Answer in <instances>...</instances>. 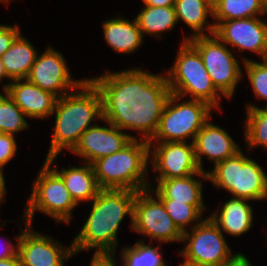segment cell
<instances>
[{
  "instance_id": "13",
  "label": "cell",
  "mask_w": 267,
  "mask_h": 266,
  "mask_svg": "<svg viewBox=\"0 0 267 266\" xmlns=\"http://www.w3.org/2000/svg\"><path fill=\"white\" fill-rule=\"evenodd\" d=\"M65 62L60 52L49 47L37 56L27 79L42 90L49 91L60 98L70 93L69 90H76L85 80H73Z\"/></svg>"
},
{
  "instance_id": "39",
  "label": "cell",
  "mask_w": 267,
  "mask_h": 266,
  "mask_svg": "<svg viewBox=\"0 0 267 266\" xmlns=\"http://www.w3.org/2000/svg\"><path fill=\"white\" fill-rule=\"evenodd\" d=\"M5 178H4V173L3 170L0 169V204L3 202L5 199L4 196L6 195V186H5Z\"/></svg>"
},
{
  "instance_id": "37",
  "label": "cell",
  "mask_w": 267,
  "mask_h": 266,
  "mask_svg": "<svg viewBox=\"0 0 267 266\" xmlns=\"http://www.w3.org/2000/svg\"><path fill=\"white\" fill-rule=\"evenodd\" d=\"M145 6H174L176 0H142Z\"/></svg>"
},
{
  "instance_id": "23",
  "label": "cell",
  "mask_w": 267,
  "mask_h": 266,
  "mask_svg": "<svg viewBox=\"0 0 267 266\" xmlns=\"http://www.w3.org/2000/svg\"><path fill=\"white\" fill-rule=\"evenodd\" d=\"M37 56V50L32 43L20 33L1 56L8 79L13 81L27 78Z\"/></svg>"
},
{
  "instance_id": "9",
  "label": "cell",
  "mask_w": 267,
  "mask_h": 266,
  "mask_svg": "<svg viewBox=\"0 0 267 266\" xmlns=\"http://www.w3.org/2000/svg\"><path fill=\"white\" fill-rule=\"evenodd\" d=\"M188 38L199 52L216 89L224 97L232 98L243 74L233 52L215 34Z\"/></svg>"
},
{
  "instance_id": "33",
  "label": "cell",
  "mask_w": 267,
  "mask_h": 266,
  "mask_svg": "<svg viewBox=\"0 0 267 266\" xmlns=\"http://www.w3.org/2000/svg\"><path fill=\"white\" fill-rule=\"evenodd\" d=\"M20 32V27L18 25H0V58L10 48Z\"/></svg>"
},
{
  "instance_id": "27",
  "label": "cell",
  "mask_w": 267,
  "mask_h": 266,
  "mask_svg": "<svg viewBox=\"0 0 267 266\" xmlns=\"http://www.w3.org/2000/svg\"><path fill=\"white\" fill-rule=\"evenodd\" d=\"M250 104L246 108L247 117L244 123L247 148L250 150L259 145L267 150V108L261 109Z\"/></svg>"
},
{
  "instance_id": "6",
  "label": "cell",
  "mask_w": 267,
  "mask_h": 266,
  "mask_svg": "<svg viewBox=\"0 0 267 266\" xmlns=\"http://www.w3.org/2000/svg\"><path fill=\"white\" fill-rule=\"evenodd\" d=\"M208 181L217 188H224L233 197L251 201L267 199V174L253 159L238 151L234 156L217 163L207 171Z\"/></svg>"
},
{
  "instance_id": "30",
  "label": "cell",
  "mask_w": 267,
  "mask_h": 266,
  "mask_svg": "<svg viewBox=\"0 0 267 266\" xmlns=\"http://www.w3.org/2000/svg\"><path fill=\"white\" fill-rule=\"evenodd\" d=\"M0 93V132L15 136V133L28 128L27 117L9 95Z\"/></svg>"
},
{
  "instance_id": "38",
  "label": "cell",
  "mask_w": 267,
  "mask_h": 266,
  "mask_svg": "<svg viewBox=\"0 0 267 266\" xmlns=\"http://www.w3.org/2000/svg\"><path fill=\"white\" fill-rule=\"evenodd\" d=\"M0 266H21L18 254L15 257H11L0 261Z\"/></svg>"
},
{
  "instance_id": "22",
  "label": "cell",
  "mask_w": 267,
  "mask_h": 266,
  "mask_svg": "<svg viewBox=\"0 0 267 266\" xmlns=\"http://www.w3.org/2000/svg\"><path fill=\"white\" fill-rule=\"evenodd\" d=\"M104 38L117 53H132L142 44L143 35L136 19L112 18L102 24Z\"/></svg>"
},
{
  "instance_id": "19",
  "label": "cell",
  "mask_w": 267,
  "mask_h": 266,
  "mask_svg": "<svg viewBox=\"0 0 267 266\" xmlns=\"http://www.w3.org/2000/svg\"><path fill=\"white\" fill-rule=\"evenodd\" d=\"M202 177L208 180L206 171H199L195 174L183 178L156 179L157 186L151 192L155 191V195L159 199H172L174 202H184L191 205H205L203 202L202 180L196 177Z\"/></svg>"
},
{
  "instance_id": "4",
  "label": "cell",
  "mask_w": 267,
  "mask_h": 266,
  "mask_svg": "<svg viewBox=\"0 0 267 266\" xmlns=\"http://www.w3.org/2000/svg\"><path fill=\"white\" fill-rule=\"evenodd\" d=\"M138 140L133 138L120 151L92 163L101 189L141 191L150 187L146 181L149 142Z\"/></svg>"
},
{
  "instance_id": "11",
  "label": "cell",
  "mask_w": 267,
  "mask_h": 266,
  "mask_svg": "<svg viewBox=\"0 0 267 266\" xmlns=\"http://www.w3.org/2000/svg\"><path fill=\"white\" fill-rule=\"evenodd\" d=\"M151 193L149 188L137 192L131 230L161 243L182 241L183 233L168 215L161 200L157 196L153 198Z\"/></svg>"
},
{
  "instance_id": "35",
  "label": "cell",
  "mask_w": 267,
  "mask_h": 266,
  "mask_svg": "<svg viewBox=\"0 0 267 266\" xmlns=\"http://www.w3.org/2000/svg\"><path fill=\"white\" fill-rule=\"evenodd\" d=\"M5 247H4V246ZM1 246V249L0 250V261L1 260H5V259H8V258H11V257H15L18 253V244H16V246H14L11 242H7V244H3Z\"/></svg>"
},
{
  "instance_id": "12",
  "label": "cell",
  "mask_w": 267,
  "mask_h": 266,
  "mask_svg": "<svg viewBox=\"0 0 267 266\" xmlns=\"http://www.w3.org/2000/svg\"><path fill=\"white\" fill-rule=\"evenodd\" d=\"M24 221L26 230L15 238L21 266H64L65 260L75 255L72 244L67 249L52 237L32 230L28 221Z\"/></svg>"
},
{
  "instance_id": "5",
  "label": "cell",
  "mask_w": 267,
  "mask_h": 266,
  "mask_svg": "<svg viewBox=\"0 0 267 266\" xmlns=\"http://www.w3.org/2000/svg\"><path fill=\"white\" fill-rule=\"evenodd\" d=\"M188 37L181 43L174 65L167 72L168 86L172 94L207 102L220 109L222 94L216 89L208 74L199 52L188 42ZM219 93V94H218Z\"/></svg>"
},
{
  "instance_id": "24",
  "label": "cell",
  "mask_w": 267,
  "mask_h": 266,
  "mask_svg": "<svg viewBox=\"0 0 267 266\" xmlns=\"http://www.w3.org/2000/svg\"><path fill=\"white\" fill-rule=\"evenodd\" d=\"M174 8L177 22L184 21L193 30L192 37L214 34L215 24L207 22L208 16L213 17V0H176Z\"/></svg>"
},
{
  "instance_id": "16",
  "label": "cell",
  "mask_w": 267,
  "mask_h": 266,
  "mask_svg": "<svg viewBox=\"0 0 267 266\" xmlns=\"http://www.w3.org/2000/svg\"><path fill=\"white\" fill-rule=\"evenodd\" d=\"M103 121L109 127L99 125L89 127L71 151L82 157L84 163L92 164L99 158L116 153L137 137L124 133V131L104 119Z\"/></svg>"
},
{
  "instance_id": "26",
  "label": "cell",
  "mask_w": 267,
  "mask_h": 266,
  "mask_svg": "<svg viewBox=\"0 0 267 266\" xmlns=\"http://www.w3.org/2000/svg\"><path fill=\"white\" fill-rule=\"evenodd\" d=\"M135 19L142 35H155L158 38L177 24L174 6H144Z\"/></svg>"
},
{
  "instance_id": "7",
  "label": "cell",
  "mask_w": 267,
  "mask_h": 266,
  "mask_svg": "<svg viewBox=\"0 0 267 266\" xmlns=\"http://www.w3.org/2000/svg\"><path fill=\"white\" fill-rule=\"evenodd\" d=\"M57 155L45 159L37 179L33 183L32 193L25 206L24 217L29 225L36 210L52 217L57 223H70L72 211L77 204L70 196L61 176L51 168Z\"/></svg>"
},
{
  "instance_id": "17",
  "label": "cell",
  "mask_w": 267,
  "mask_h": 266,
  "mask_svg": "<svg viewBox=\"0 0 267 266\" xmlns=\"http://www.w3.org/2000/svg\"><path fill=\"white\" fill-rule=\"evenodd\" d=\"M6 92L14 103L29 118H47L51 116L58 97L53 93L42 90L27 78L10 80V83L3 85Z\"/></svg>"
},
{
  "instance_id": "14",
  "label": "cell",
  "mask_w": 267,
  "mask_h": 266,
  "mask_svg": "<svg viewBox=\"0 0 267 266\" xmlns=\"http://www.w3.org/2000/svg\"><path fill=\"white\" fill-rule=\"evenodd\" d=\"M152 146L149 145V161L153 171L160 173L156 179L183 178L200 171L192 142H158Z\"/></svg>"
},
{
  "instance_id": "41",
  "label": "cell",
  "mask_w": 267,
  "mask_h": 266,
  "mask_svg": "<svg viewBox=\"0 0 267 266\" xmlns=\"http://www.w3.org/2000/svg\"><path fill=\"white\" fill-rule=\"evenodd\" d=\"M2 3H8V2H10L11 0H0Z\"/></svg>"
},
{
  "instance_id": "32",
  "label": "cell",
  "mask_w": 267,
  "mask_h": 266,
  "mask_svg": "<svg viewBox=\"0 0 267 266\" xmlns=\"http://www.w3.org/2000/svg\"><path fill=\"white\" fill-rule=\"evenodd\" d=\"M17 153V143L15 137L10 134H0V169H4L5 165Z\"/></svg>"
},
{
  "instance_id": "34",
  "label": "cell",
  "mask_w": 267,
  "mask_h": 266,
  "mask_svg": "<svg viewBox=\"0 0 267 266\" xmlns=\"http://www.w3.org/2000/svg\"><path fill=\"white\" fill-rule=\"evenodd\" d=\"M115 253H94L90 266H118Z\"/></svg>"
},
{
  "instance_id": "1",
  "label": "cell",
  "mask_w": 267,
  "mask_h": 266,
  "mask_svg": "<svg viewBox=\"0 0 267 266\" xmlns=\"http://www.w3.org/2000/svg\"><path fill=\"white\" fill-rule=\"evenodd\" d=\"M90 80L101 93L104 120L122 131L136 130L144 140L153 137L172 94L165 75L132 68Z\"/></svg>"
},
{
  "instance_id": "25",
  "label": "cell",
  "mask_w": 267,
  "mask_h": 266,
  "mask_svg": "<svg viewBox=\"0 0 267 266\" xmlns=\"http://www.w3.org/2000/svg\"><path fill=\"white\" fill-rule=\"evenodd\" d=\"M267 14L266 0H213L215 26L221 21L258 17Z\"/></svg>"
},
{
  "instance_id": "29",
  "label": "cell",
  "mask_w": 267,
  "mask_h": 266,
  "mask_svg": "<svg viewBox=\"0 0 267 266\" xmlns=\"http://www.w3.org/2000/svg\"><path fill=\"white\" fill-rule=\"evenodd\" d=\"M160 200L165 207L166 212L182 233L187 231V225L193 224L191 227L193 228L203 220L200 217L204 212V209H206L205 205H191L184 202H174L172 199ZM194 222L196 224H194Z\"/></svg>"
},
{
  "instance_id": "2",
  "label": "cell",
  "mask_w": 267,
  "mask_h": 266,
  "mask_svg": "<svg viewBox=\"0 0 267 266\" xmlns=\"http://www.w3.org/2000/svg\"><path fill=\"white\" fill-rule=\"evenodd\" d=\"M138 191L102 189L92 200L91 212L72 242L74 253L96 249L115 253L118 229L126 215L133 223V204Z\"/></svg>"
},
{
  "instance_id": "10",
  "label": "cell",
  "mask_w": 267,
  "mask_h": 266,
  "mask_svg": "<svg viewBox=\"0 0 267 266\" xmlns=\"http://www.w3.org/2000/svg\"><path fill=\"white\" fill-rule=\"evenodd\" d=\"M191 230L182 236V242L187 245L180 251L184 257L181 266H221L235 256L222 231L209 216Z\"/></svg>"
},
{
  "instance_id": "36",
  "label": "cell",
  "mask_w": 267,
  "mask_h": 266,
  "mask_svg": "<svg viewBox=\"0 0 267 266\" xmlns=\"http://www.w3.org/2000/svg\"><path fill=\"white\" fill-rule=\"evenodd\" d=\"M221 266H252V264L244 254L237 253L232 259L224 262Z\"/></svg>"
},
{
  "instance_id": "40",
  "label": "cell",
  "mask_w": 267,
  "mask_h": 266,
  "mask_svg": "<svg viewBox=\"0 0 267 266\" xmlns=\"http://www.w3.org/2000/svg\"><path fill=\"white\" fill-rule=\"evenodd\" d=\"M3 78H8L7 77V74L4 70V66H3V63H2V60L0 58V82L2 81Z\"/></svg>"
},
{
  "instance_id": "20",
  "label": "cell",
  "mask_w": 267,
  "mask_h": 266,
  "mask_svg": "<svg viewBox=\"0 0 267 266\" xmlns=\"http://www.w3.org/2000/svg\"><path fill=\"white\" fill-rule=\"evenodd\" d=\"M247 201L251 200L232 197L222 205L221 210H216L209 217L222 232L240 236L253 225V211Z\"/></svg>"
},
{
  "instance_id": "21",
  "label": "cell",
  "mask_w": 267,
  "mask_h": 266,
  "mask_svg": "<svg viewBox=\"0 0 267 266\" xmlns=\"http://www.w3.org/2000/svg\"><path fill=\"white\" fill-rule=\"evenodd\" d=\"M53 169L61 176L65 187L77 205L82 201L91 203L102 190L98 185L92 164L85 163L78 167L62 168L60 171L55 167Z\"/></svg>"
},
{
  "instance_id": "28",
  "label": "cell",
  "mask_w": 267,
  "mask_h": 266,
  "mask_svg": "<svg viewBox=\"0 0 267 266\" xmlns=\"http://www.w3.org/2000/svg\"><path fill=\"white\" fill-rule=\"evenodd\" d=\"M143 241H137L132 247H123L122 266H167L159 252L160 246L153 247Z\"/></svg>"
},
{
  "instance_id": "8",
  "label": "cell",
  "mask_w": 267,
  "mask_h": 266,
  "mask_svg": "<svg viewBox=\"0 0 267 266\" xmlns=\"http://www.w3.org/2000/svg\"><path fill=\"white\" fill-rule=\"evenodd\" d=\"M179 99H181L180 96L170 95L161 115L157 131L148 141L149 145L156 141L187 142L188 138H192L191 142L193 143L195 136L208 121L214 109L207 102L201 100L187 99L177 103Z\"/></svg>"
},
{
  "instance_id": "3",
  "label": "cell",
  "mask_w": 267,
  "mask_h": 266,
  "mask_svg": "<svg viewBox=\"0 0 267 266\" xmlns=\"http://www.w3.org/2000/svg\"><path fill=\"white\" fill-rule=\"evenodd\" d=\"M77 91L57 99L52 113L54 132L46 158L58 155L65 148L72 151L81 135L94 125L92 122L96 118L103 120L102 97L95 84L85 79Z\"/></svg>"
},
{
  "instance_id": "31",
  "label": "cell",
  "mask_w": 267,
  "mask_h": 266,
  "mask_svg": "<svg viewBox=\"0 0 267 266\" xmlns=\"http://www.w3.org/2000/svg\"><path fill=\"white\" fill-rule=\"evenodd\" d=\"M243 61L255 96L267 103V61L258 63L247 58H243ZM264 108H267V105Z\"/></svg>"
},
{
  "instance_id": "18",
  "label": "cell",
  "mask_w": 267,
  "mask_h": 266,
  "mask_svg": "<svg viewBox=\"0 0 267 266\" xmlns=\"http://www.w3.org/2000/svg\"><path fill=\"white\" fill-rule=\"evenodd\" d=\"M193 144L196 161L201 171H205L204 167L202 168V155L214 161L215 166L217 163L234 156L241 150L240 146L234 142L224 129L210 123L209 120L197 133Z\"/></svg>"
},
{
  "instance_id": "15",
  "label": "cell",
  "mask_w": 267,
  "mask_h": 266,
  "mask_svg": "<svg viewBox=\"0 0 267 266\" xmlns=\"http://www.w3.org/2000/svg\"><path fill=\"white\" fill-rule=\"evenodd\" d=\"M214 34L224 43L256 53L262 60L267 55V22L259 17L221 21L215 26Z\"/></svg>"
}]
</instances>
